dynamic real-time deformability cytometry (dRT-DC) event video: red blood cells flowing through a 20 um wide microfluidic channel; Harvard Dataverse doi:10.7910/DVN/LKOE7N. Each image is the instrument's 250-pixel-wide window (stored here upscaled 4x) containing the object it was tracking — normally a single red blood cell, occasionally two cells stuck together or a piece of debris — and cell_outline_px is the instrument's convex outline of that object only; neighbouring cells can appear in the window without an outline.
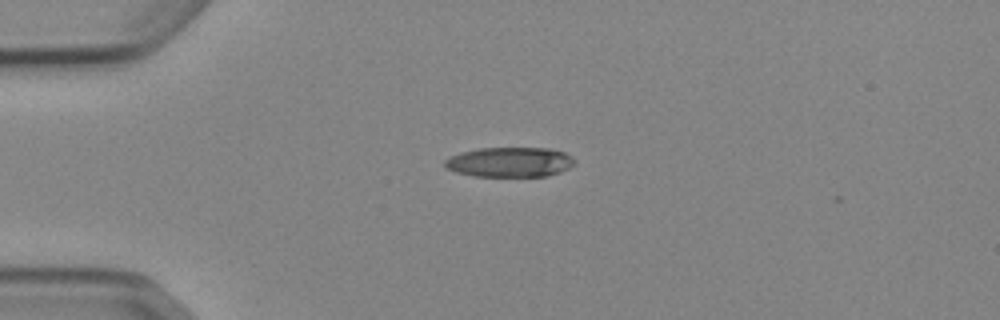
{"species": "Egyptian fruit bat (a non-hibernating species)", "species_latin": "Rousettus aegyptiacus", "temperature_condition": "cold", "stored_images_in_passage": 42, "camera_frame_rate_fps": 3000, "um_per_image_px": 0.085, "animal": {"sex": "female"}, "frame": {"image": 1, "passage_image": 2, "time_ms": 0.333, "image_size_px": [1000, 320], "cell_outline_px": [[576, 160], [568, 168], [560, 172], [548, 176], [476, 176], [456, 172], [448, 168], [444, 164], [444, 160], [460, 152], [480, 148], [548, 148], [564, 152], [572, 156]], "centroid_in_image_um": [43.35, 13.77], "position_along_channel_um": 41.7, "area_um2": 22.48}}
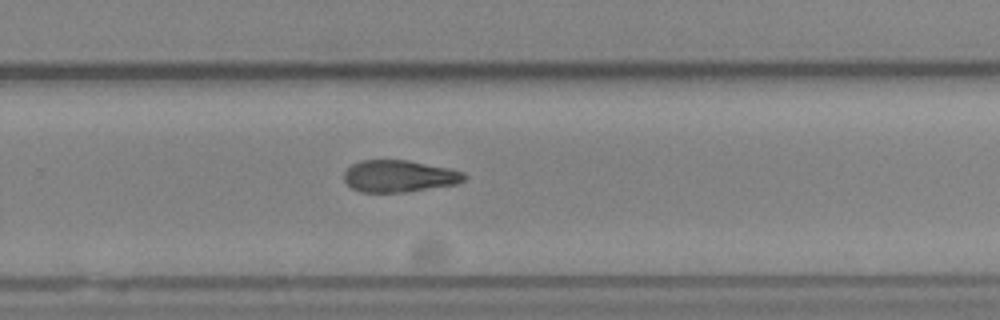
{"frame": {"image": 2, "passage_image": 24, "time_ms": 7.667, "image_size_px": [1000, 320], "cell_outline_px": [[468, 176], [464, 180], [456, 184], [404, 192], [360, 192], [352, 188], [344, 180], [344, 172], [352, 164], [360, 160], [408, 160], [452, 168], [464, 172]], "centroid_in_image_um": [33.95, 14.96], "position_along_channel_um": 295.9, "area_um2": 22.48}}
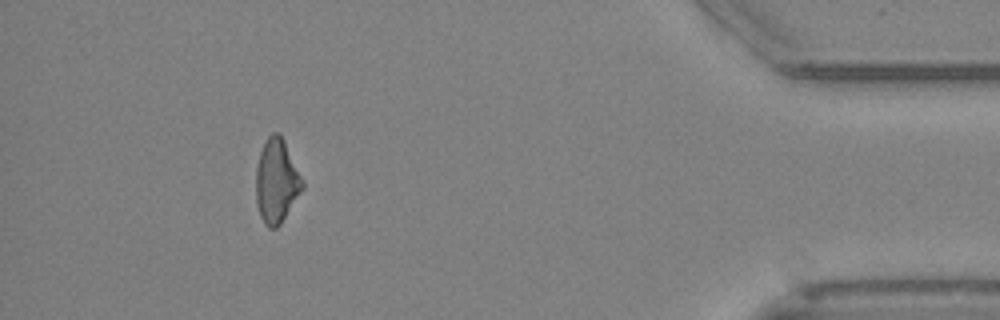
{"frame": {"image": 3, "passage_image": 37, "time_ms": 12.0, "image_size_px": [1000, 320], "cell_outline_px": [[304, 188], [280, 224], [276, 228], [268, 228], [264, 224], [260, 216], [256, 200], [256, 168], [260, 152], [268, 136], [272, 132], [280, 132], [284, 140], [304, 184]], "centroid_in_image_um": [23.49, 15.4], "position_along_channel_um": 411.7, "area_um2": 22.54}}